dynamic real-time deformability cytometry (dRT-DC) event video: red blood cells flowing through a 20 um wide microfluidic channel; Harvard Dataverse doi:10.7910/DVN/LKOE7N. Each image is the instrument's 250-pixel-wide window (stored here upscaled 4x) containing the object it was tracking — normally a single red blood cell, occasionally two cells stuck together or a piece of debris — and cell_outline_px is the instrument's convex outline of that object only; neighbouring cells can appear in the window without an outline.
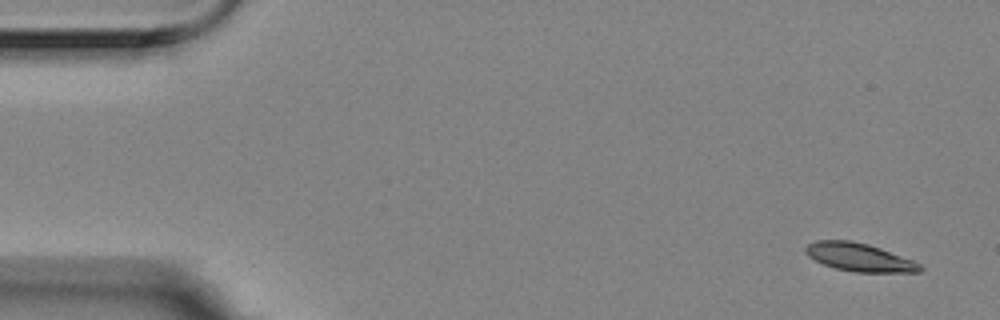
{"species": "Egyptian fruit bat (a non-hibernating species)", "species_latin": "Rousettus aegyptiacus", "temperature_condition": "room temperature", "stored_images_in_passage": 5, "camera_frame_rate_fps": 3000, "um_per_image_px": 0.085, "animal": {"sex": "female"}, "frame": {"image": 1, "passage_image": 1, "time_ms": 0.0, "image_size_px": [1000, 320], "cell_outline_px": [[924, 268], [920, 272], [856, 272], [836, 268], [824, 264], [808, 256], [804, 252], [804, 248], [808, 244], [816, 240], [852, 240], [868, 244], [880, 248], [912, 260], [920, 264]], "centroid_in_image_um": [73.03, 21.86], "position_along_channel_um": 12.0, "area_um2": 18.67}}
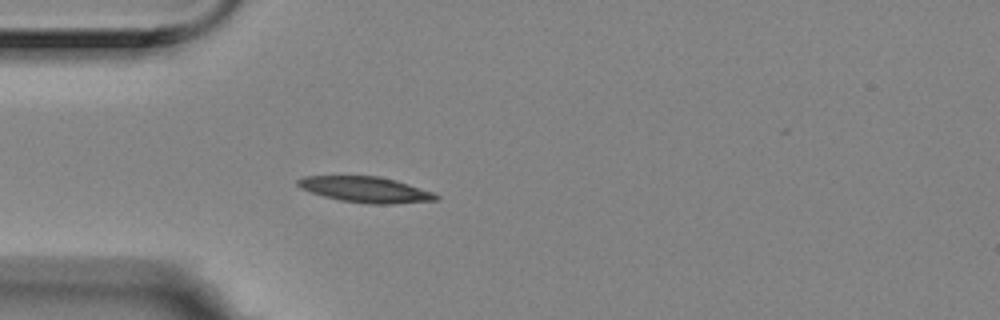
{"frame": {"image": 2, "passage_image": 5, "time_ms": 1.333, "image_size_px": [1000, 320], "cell_outline_px": [[440, 196], [436, 200], [392, 204], [368, 204], [340, 200], [324, 196], [300, 188], [296, 184], [296, 180], [304, 176], [380, 176], [396, 180], [432, 192]], "centroid_in_image_um": [31.06, 16.11], "position_along_channel_um": 53.9, "area_um2": 20.63}}